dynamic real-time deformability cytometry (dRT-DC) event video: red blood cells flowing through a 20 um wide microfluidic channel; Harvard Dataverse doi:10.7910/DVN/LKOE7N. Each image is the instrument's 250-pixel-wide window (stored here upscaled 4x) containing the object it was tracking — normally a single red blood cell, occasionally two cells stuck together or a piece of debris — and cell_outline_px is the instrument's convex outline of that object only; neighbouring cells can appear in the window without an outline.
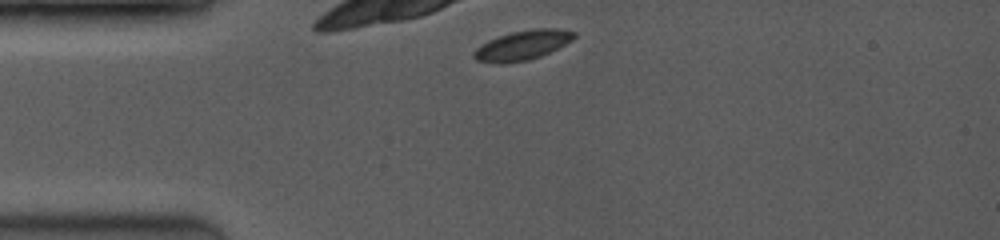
{"species": "common noctule bat (a hibernating species)", "species_latin": "Nyctalus noctula", "temperature_condition": "room temperature", "stored_images_in_passage": 3, "camera_frame_rate_fps": 3500, "um_per_image_px": 0.085, "animal": {"sex": "female", "body_mass_g": 19.0, "forearm_length_mm": 53.3}, "frame": {"image": 1, "passage_image": 1, "time_ms": 0.0, "image_size_px": [1000, 240], "cell_outline_px": [[576, 36], [572, 40], [540, 56], [528, 60], [504, 64], [500, 64], [476, 60], [472, 56], [472, 52], [476, 48], [488, 40], [512, 32], [536, 28], [552, 28], [576, 32]], "centroid_in_image_um": [44.37, 3.85], "position_along_channel_um": 40.6, "area_um2": 17.11}}